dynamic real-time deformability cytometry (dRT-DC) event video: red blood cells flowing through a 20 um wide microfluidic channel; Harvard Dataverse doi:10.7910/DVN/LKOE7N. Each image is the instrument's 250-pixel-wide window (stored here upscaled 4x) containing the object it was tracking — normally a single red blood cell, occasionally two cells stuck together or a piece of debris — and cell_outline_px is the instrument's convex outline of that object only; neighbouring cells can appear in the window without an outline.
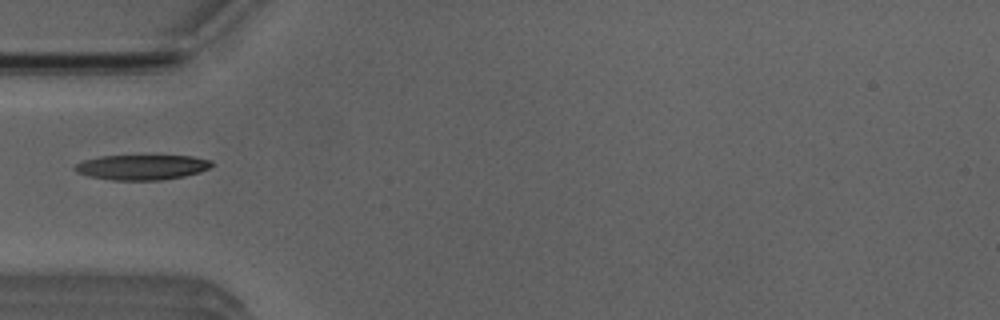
{"species": "Egyptian fruit bat (a non-hibernating species)", "species_latin": "Rousettus aegyptiacus", "temperature_condition": "room temperature", "stored_images_in_passage": 1, "camera_frame_rate_fps": 3000, "um_per_image_px": 0.085, "animal": {"sex": "male"}, "frame": {"image": 1, "passage_image": 1, "time_ms": 0.0, "image_size_px": [1000, 320], "cell_outline_px": [[212, 164], [208, 168], [200, 172], [184, 176], [160, 180], [112, 180], [88, 176], [76, 172], [72, 168], [76, 164], [84, 160], [100, 156], [192, 156], [212, 160]], "centroid_in_image_um": [12.04, 14.21], "position_along_channel_um": 73.0, "area_um2": 19.94}}